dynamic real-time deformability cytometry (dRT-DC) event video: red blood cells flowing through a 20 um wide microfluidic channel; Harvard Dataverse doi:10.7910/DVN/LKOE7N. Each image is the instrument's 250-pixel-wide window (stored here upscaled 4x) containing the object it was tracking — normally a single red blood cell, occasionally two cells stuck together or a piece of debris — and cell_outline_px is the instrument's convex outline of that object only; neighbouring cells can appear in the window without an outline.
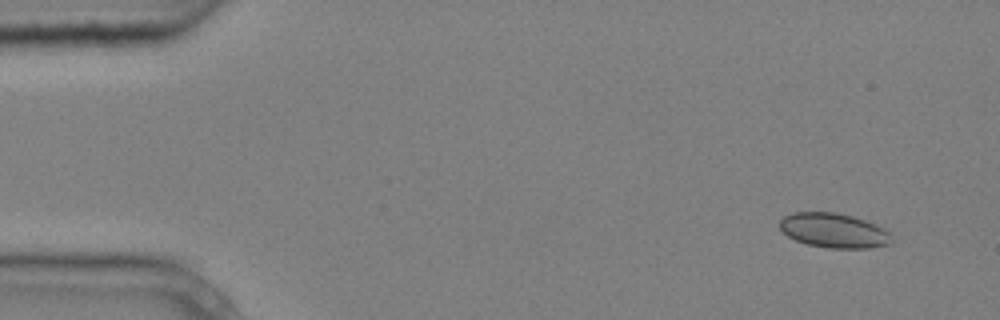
{"species": "common noctule bat (a hibernating species)", "species_latin": "Nyctalus noctula", "temperature_condition": "cold", "stored_images_in_passage": 4, "camera_frame_rate_fps": 3000, "um_per_image_px": 0.085, "animal": {"sex": "male", "body_mass_g": 20.4}, "frame": {"image": 1, "passage_image": 1, "time_ms": 0.0, "image_size_px": [1000, 320], "cell_outline_px": [[892, 244], [868, 248], [828, 248], [808, 244], [796, 240], [788, 236], [780, 228], [780, 220], [784, 216], [796, 212], [836, 212], [852, 216], [864, 220], [884, 228], [888, 232], [892, 240]], "centroid_in_image_um": [70.88, 19.59], "position_along_channel_um": 14.1, "area_um2": 22.43}}
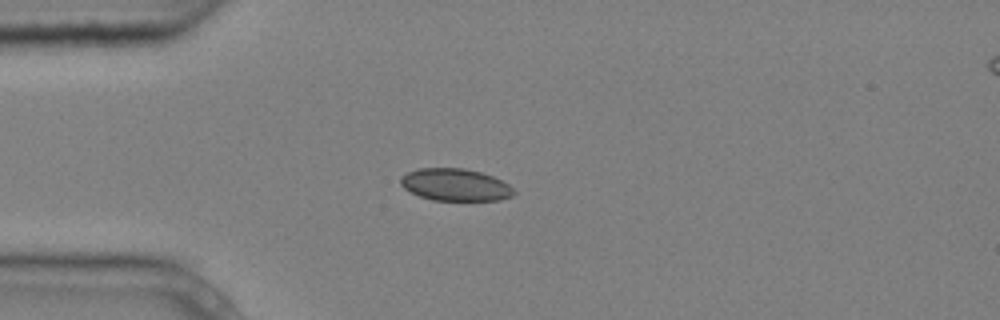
{"frame": {"image": 2, "passage_image": 4, "time_ms": 1.0, "image_size_px": [1000, 320], "cell_outline_px": [[516, 192], [512, 196], [500, 200], [432, 200], [420, 196], [404, 188], [400, 184], [400, 176], [416, 168], [464, 168], [480, 172], [492, 176], [508, 184]], "centroid_in_image_um": [38.68, 15.7], "position_along_channel_um": 46.3, "area_um2": 21.21}}